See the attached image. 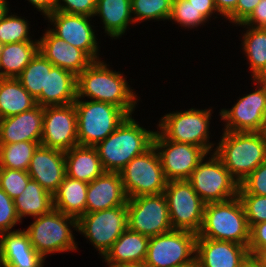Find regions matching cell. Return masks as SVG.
<instances>
[{"instance_id": "cell-1", "label": "cell", "mask_w": 266, "mask_h": 267, "mask_svg": "<svg viewBox=\"0 0 266 267\" xmlns=\"http://www.w3.org/2000/svg\"><path fill=\"white\" fill-rule=\"evenodd\" d=\"M88 97L122 108L132 115L137 97L123 74L107 68L100 60L93 61L77 76V99Z\"/></svg>"}, {"instance_id": "cell-2", "label": "cell", "mask_w": 266, "mask_h": 267, "mask_svg": "<svg viewBox=\"0 0 266 267\" xmlns=\"http://www.w3.org/2000/svg\"><path fill=\"white\" fill-rule=\"evenodd\" d=\"M155 132L140 127L128 115L117 129L94 147L106 172H120L134 157L153 146Z\"/></svg>"}, {"instance_id": "cell-3", "label": "cell", "mask_w": 266, "mask_h": 267, "mask_svg": "<svg viewBox=\"0 0 266 267\" xmlns=\"http://www.w3.org/2000/svg\"><path fill=\"white\" fill-rule=\"evenodd\" d=\"M223 132L214 153L240 184L266 161V138L263 132Z\"/></svg>"}, {"instance_id": "cell-4", "label": "cell", "mask_w": 266, "mask_h": 267, "mask_svg": "<svg viewBox=\"0 0 266 267\" xmlns=\"http://www.w3.org/2000/svg\"><path fill=\"white\" fill-rule=\"evenodd\" d=\"M197 238L232 241L248 247L250 228L239 197L206 203L203 224Z\"/></svg>"}, {"instance_id": "cell-5", "label": "cell", "mask_w": 266, "mask_h": 267, "mask_svg": "<svg viewBox=\"0 0 266 267\" xmlns=\"http://www.w3.org/2000/svg\"><path fill=\"white\" fill-rule=\"evenodd\" d=\"M77 112L78 145L95 146L114 132L128 114L120 107L102 101L74 102Z\"/></svg>"}, {"instance_id": "cell-6", "label": "cell", "mask_w": 266, "mask_h": 267, "mask_svg": "<svg viewBox=\"0 0 266 267\" xmlns=\"http://www.w3.org/2000/svg\"><path fill=\"white\" fill-rule=\"evenodd\" d=\"M34 218L35 221L25 231L33 248L44 259L47 254L77 250L70 229L72 226L77 230V218L54 208L48 214Z\"/></svg>"}, {"instance_id": "cell-7", "label": "cell", "mask_w": 266, "mask_h": 267, "mask_svg": "<svg viewBox=\"0 0 266 267\" xmlns=\"http://www.w3.org/2000/svg\"><path fill=\"white\" fill-rule=\"evenodd\" d=\"M119 173L127 198L162 194L168 182L154 145L134 157Z\"/></svg>"}, {"instance_id": "cell-8", "label": "cell", "mask_w": 266, "mask_h": 267, "mask_svg": "<svg viewBox=\"0 0 266 267\" xmlns=\"http://www.w3.org/2000/svg\"><path fill=\"white\" fill-rule=\"evenodd\" d=\"M172 229L198 234L204 219L205 202L187 180H170L163 192Z\"/></svg>"}, {"instance_id": "cell-9", "label": "cell", "mask_w": 266, "mask_h": 267, "mask_svg": "<svg viewBox=\"0 0 266 267\" xmlns=\"http://www.w3.org/2000/svg\"><path fill=\"white\" fill-rule=\"evenodd\" d=\"M199 162L187 181L205 203L223 202L238 196L239 183L213 152Z\"/></svg>"}, {"instance_id": "cell-10", "label": "cell", "mask_w": 266, "mask_h": 267, "mask_svg": "<svg viewBox=\"0 0 266 267\" xmlns=\"http://www.w3.org/2000/svg\"><path fill=\"white\" fill-rule=\"evenodd\" d=\"M210 117L211 109L169 113L159 121V133L167 140L199 146L210 153L214 145L208 140Z\"/></svg>"}, {"instance_id": "cell-11", "label": "cell", "mask_w": 266, "mask_h": 267, "mask_svg": "<svg viewBox=\"0 0 266 267\" xmlns=\"http://www.w3.org/2000/svg\"><path fill=\"white\" fill-rule=\"evenodd\" d=\"M127 228V205L85 213L77 219V231L84 234L103 257Z\"/></svg>"}, {"instance_id": "cell-12", "label": "cell", "mask_w": 266, "mask_h": 267, "mask_svg": "<svg viewBox=\"0 0 266 267\" xmlns=\"http://www.w3.org/2000/svg\"><path fill=\"white\" fill-rule=\"evenodd\" d=\"M196 238L194 232L175 229L150 237L144 263L149 267H177L190 263L195 260Z\"/></svg>"}, {"instance_id": "cell-13", "label": "cell", "mask_w": 266, "mask_h": 267, "mask_svg": "<svg viewBox=\"0 0 266 267\" xmlns=\"http://www.w3.org/2000/svg\"><path fill=\"white\" fill-rule=\"evenodd\" d=\"M127 212L128 228L149 238L172 230L163 193L128 198Z\"/></svg>"}, {"instance_id": "cell-14", "label": "cell", "mask_w": 266, "mask_h": 267, "mask_svg": "<svg viewBox=\"0 0 266 267\" xmlns=\"http://www.w3.org/2000/svg\"><path fill=\"white\" fill-rule=\"evenodd\" d=\"M153 145L156 148L164 175L170 180H187L207 152L199 146L173 142L155 132Z\"/></svg>"}, {"instance_id": "cell-15", "label": "cell", "mask_w": 266, "mask_h": 267, "mask_svg": "<svg viewBox=\"0 0 266 267\" xmlns=\"http://www.w3.org/2000/svg\"><path fill=\"white\" fill-rule=\"evenodd\" d=\"M40 143L63 152L78 145L77 112L74 103L44 107Z\"/></svg>"}, {"instance_id": "cell-16", "label": "cell", "mask_w": 266, "mask_h": 267, "mask_svg": "<svg viewBox=\"0 0 266 267\" xmlns=\"http://www.w3.org/2000/svg\"><path fill=\"white\" fill-rule=\"evenodd\" d=\"M224 131L263 132L266 124V91L258 86L254 92L243 96L231 109H222Z\"/></svg>"}, {"instance_id": "cell-17", "label": "cell", "mask_w": 266, "mask_h": 267, "mask_svg": "<svg viewBox=\"0 0 266 267\" xmlns=\"http://www.w3.org/2000/svg\"><path fill=\"white\" fill-rule=\"evenodd\" d=\"M47 18L54 24L55 28L51 31L56 36L85 51L94 61L99 60L97 38L89 23V16L55 11Z\"/></svg>"}, {"instance_id": "cell-18", "label": "cell", "mask_w": 266, "mask_h": 267, "mask_svg": "<svg viewBox=\"0 0 266 267\" xmlns=\"http://www.w3.org/2000/svg\"><path fill=\"white\" fill-rule=\"evenodd\" d=\"M200 267H243L251 256L248 247L232 241L196 238V255Z\"/></svg>"}, {"instance_id": "cell-19", "label": "cell", "mask_w": 266, "mask_h": 267, "mask_svg": "<svg viewBox=\"0 0 266 267\" xmlns=\"http://www.w3.org/2000/svg\"><path fill=\"white\" fill-rule=\"evenodd\" d=\"M28 174L53 196L66 176L64 152L40 144L32 155Z\"/></svg>"}, {"instance_id": "cell-20", "label": "cell", "mask_w": 266, "mask_h": 267, "mask_svg": "<svg viewBox=\"0 0 266 267\" xmlns=\"http://www.w3.org/2000/svg\"><path fill=\"white\" fill-rule=\"evenodd\" d=\"M40 53L54 66L78 76L94 60L83 50L56 36L51 29L38 40Z\"/></svg>"}, {"instance_id": "cell-21", "label": "cell", "mask_w": 266, "mask_h": 267, "mask_svg": "<svg viewBox=\"0 0 266 267\" xmlns=\"http://www.w3.org/2000/svg\"><path fill=\"white\" fill-rule=\"evenodd\" d=\"M44 107L36 105L29 111L2 118L0 144L41 142Z\"/></svg>"}, {"instance_id": "cell-22", "label": "cell", "mask_w": 266, "mask_h": 267, "mask_svg": "<svg viewBox=\"0 0 266 267\" xmlns=\"http://www.w3.org/2000/svg\"><path fill=\"white\" fill-rule=\"evenodd\" d=\"M120 173L104 172L88 183L86 213L127 205Z\"/></svg>"}, {"instance_id": "cell-23", "label": "cell", "mask_w": 266, "mask_h": 267, "mask_svg": "<svg viewBox=\"0 0 266 267\" xmlns=\"http://www.w3.org/2000/svg\"><path fill=\"white\" fill-rule=\"evenodd\" d=\"M4 267H43L44 258L33 248L25 230L0 234Z\"/></svg>"}, {"instance_id": "cell-24", "label": "cell", "mask_w": 266, "mask_h": 267, "mask_svg": "<svg viewBox=\"0 0 266 267\" xmlns=\"http://www.w3.org/2000/svg\"><path fill=\"white\" fill-rule=\"evenodd\" d=\"M77 99V76L63 68L53 66L46 72L45 90L35 100L37 105L62 106Z\"/></svg>"}, {"instance_id": "cell-25", "label": "cell", "mask_w": 266, "mask_h": 267, "mask_svg": "<svg viewBox=\"0 0 266 267\" xmlns=\"http://www.w3.org/2000/svg\"><path fill=\"white\" fill-rule=\"evenodd\" d=\"M150 238L127 228L103 257L109 267L145 261Z\"/></svg>"}, {"instance_id": "cell-26", "label": "cell", "mask_w": 266, "mask_h": 267, "mask_svg": "<svg viewBox=\"0 0 266 267\" xmlns=\"http://www.w3.org/2000/svg\"><path fill=\"white\" fill-rule=\"evenodd\" d=\"M66 175L90 183L105 170L94 146L77 145L64 152Z\"/></svg>"}, {"instance_id": "cell-27", "label": "cell", "mask_w": 266, "mask_h": 267, "mask_svg": "<svg viewBox=\"0 0 266 267\" xmlns=\"http://www.w3.org/2000/svg\"><path fill=\"white\" fill-rule=\"evenodd\" d=\"M88 183L67 175L53 194V208L75 218L86 213Z\"/></svg>"}, {"instance_id": "cell-28", "label": "cell", "mask_w": 266, "mask_h": 267, "mask_svg": "<svg viewBox=\"0 0 266 267\" xmlns=\"http://www.w3.org/2000/svg\"><path fill=\"white\" fill-rule=\"evenodd\" d=\"M38 51L37 40L1 45L0 78H17Z\"/></svg>"}, {"instance_id": "cell-29", "label": "cell", "mask_w": 266, "mask_h": 267, "mask_svg": "<svg viewBox=\"0 0 266 267\" xmlns=\"http://www.w3.org/2000/svg\"><path fill=\"white\" fill-rule=\"evenodd\" d=\"M131 13V0H97L94 16L99 14L110 37L119 38L134 23Z\"/></svg>"}, {"instance_id": "cell-30", "label": "cell", "mask_w": 266, "mask_h": 267, "mask_svg": "<svg viewBox=\"0 0 266 267\" xmlns=\"http://www.w3.org/2000/svg\"><path fill=\"white\" fill-rule=\"evenodd\" d=\"M35 99L17 78H0V116L6 118L35 107Z\"/></svg>"}, {"instance_id": "cell-31", "label": "cell", "mask_w": 266, "mask_h": 267, "mask_svg": "<svg viewBox=\"0 0 266 267\" xmlns=\"http://www.w3.org/2000/svg\"><path fill=\"white\" fill-rule=\"evenodd\" d=\"M14 204L20 220L25 216L38 217L53 209V196L31 179L20 196L14 199Z\"/></svg>"}, {"instance_id": "cell-32", "label": "cell", "mask_w": 266, "mask_h": 267, "mask_svg": "<svg viewBox=\"0 0 266 267\" xmlns=\"http://www.w3.org/2000/svg\"><path fill=\"white\" fill-rule=\"evenodd\" d=\"M54 65L47 60L40 51L17 77L22 86L36 100L42 90H45L46 72H50Z\"/></svg>"}, {"instance_id": "cell-33", "label": "cell", "mask_w": 266, "mask_h": 267, "mask_svg": "<svg viewBox=\"0 0 266 267\" xmlns=\"http://www.w3.org/2000/svg\"><path fill=\"white\" fill-rule=\"evenodd\" d=\"M40 142L0 144V168L28 171L32 155Z\"/></svg>"}, {"instance_id": "cell-34", "label": "cell", "mask_w": 266, "mask_h": 267, "mask_svg": "<svg viewBox=\"0 0 266 267\" xmlns=\"http://www.w3.org/2000/svg\"><path fill=\"white\" fill-rule=\"evenodd\" d=\"M243 36V49L250 61L252 78L266 65V30L261 27H248Z\"/></svg>"}, {"instance_id": "cell-35", "label": "cell", "mask_w": 266, "mask_h": 267, "mask_svg": "<svg viewBox=\"0 0 266 267\" xmlns=\"http://www.w3.org/2000/svg\"><path fill=\"white\" fill-rule=\"evenodd\" d=\"M173 0H131L134 23L142 20H169ZM136 15V16H135Z\"/></svg>"}, {"instance_id": "cell-36", "label": "cell", "mask_w": 266, "mask_h": 267, "mask_svg": "<svg viewBox=\"0 0 266 267\" xmlns=\"http://www.w3.org/2000/svg\"><path fill=\"white\" fill-rule=\"evenodd\" d=\"M25 19L8 14L0 21V46L15 42L33 41L30 39L29 25Z\"/></svg>"}, {"instance_id": "cell-37", "label": "cell", "mask_w": 266, "mask_h": 267, "mask_svg": "<svg viewBox=\"0 0 266 267\" xmlns=\"http://www.w3.org/2000/svg\"><path fill=\"white\" fill-rule=\"evenodd\" d=\"M30 180L28 171L0 168V188L13 200L20 196Z\"/></svg>"}, {"instance_id": "cell-38", "label": "cell", "mask_w": 266, "mask_h": 267, "mask_svg": "<svg viewBox=\"0 0 266 267\" xmlns=\"http://www.w3.org/2000/svg\"><path fill=\"white\" fill-rule=\"evenodd\" d=\"M169 20H174L181 26L194 28L201 23H205L207 19L198 10L192 6L187 0H173L172 10Z\"/></svg>"}, {"instance_id": "cell-39", "label": "cell", "mask_w": 266, "mask_h": 267, "mask_svg": "<svg viewBox=\"0 0 266 267\" xmlns=\"http://www.w3.org/2000/svg\"><path fill=\"white\" fill-rule=\"evenodd\" d=\"M242 202L249 228L266 221V196L238 194Z\"/></svg>"}, {"instance_id": "cell-40", "label": "cell", "mask_w": 266, "mask_h": 267, "mask_svg": "<svg viewBox=\"0 0 266 267\" xmlns=\"http://www.w3.org/2000/svg\"><path fill=\"white\" fill-rule=\"evenodd\" d=\"M238 194L266 196V161L240 182Z\"/></svg>"}, {"instance_id": "cell-41", "label": "cell", "mask_w": 266, "mask_h": 267, "mask_svg": "<svg viewBox=\"0 0 266 267\" xmlns=\"http://www.w3.org/2000/svg\"><path fill=\"white\" fill-rule=\"evenodd\" d=\"M21 222L15 210L14 200L0 188V234L10 232V229Z\"/></svg>"}, {"instance_id": "cell-42", "label": "cell", "mask_w": 266, "mask_h": 267, "mask_svg": "<svg viewBox=\"0 0 266 267\" xmlns=\"http://www.w3.org/2000/svg\"><path fill=\"white\" fill-rule=\"evenodd\" d=\"M56 0L55 11L94 17L97 0Z\"/></svg>"}, {"instance_id": "cell-43", "label": "cell", "mask_w": 266, "mask_h": 267, "mask_svg": "<svg viewBox=\"0 0 266 267\" xmlns=\"http://www.w3.org/2000/svg\"><path fill=\"white\" fill-rule=\"evenodd\" d=\"M264 247H266V221L257 223L250 228L248 251L251 258Z\"/></svg>"}, {"instance_id": "cell-44", "label": "cell", "mask_w": 266, "mask_h": 267, "mask_svg": "<svg viewBox=\"0 0 266 267\" xmlns=\"http://www.w3.org/2000/svg\"><path fill=\"white\" fill-rule=\"evenodd\" d=\"M261 0H238L235 10L227 17L232 23H243L254 11Z\"/></svg>"}, {"instance_id": "cell-45", "label": "cell", "mask_w": 266, "mask_h": 267, "mask_svg": "<svg viewBox=\"0 0 266 267\" xmlns=\"http://www.w3.org/2000/svg\"><path fill=\"white\" fill-rule=\"evenodd\" d=\"M239 25L264 28L266 26V0H261L251 15Z\"/></svg>"}, {"instance_id": "cell-46", "label": "cell", "mask_w": 266, "mask_h": 267, "mask_svg": "<svg viewBox=\"0 0 266 267\" xmlns=\"http://www.w3.org/2000/svg\"><path fill=\"white\" fill-rule=\"evenodd\" d=\"M192 6H194L198 12H200L206 19L218 10L216 9L214 0H187Z\"/></svg>"}, {"instance_id": "cell-47", "label": "cell", "mask_w": 266, "mask_h": 267, "mask_svg": "<svg viewBox=\"0 0 266 267\" xmlns=\"http://www.w3.org/2000/svg\"><path fill=\"white\" fill-rule=\"evenodd\" d=\"M238 0H214L216 9L220 15L227 18L236 8Z\"/></svg>"}, {"instance_id": "cell-48", "label": "cell", "mask_w": 266, "mask_h": 267, "mask_svg": "<svg viewBox=\"0 0 266 267\" xmlns=\"http://www.w3.org/2000/svg\"><path fill=\"white\" fill-rule=\"evenodd\" d=\"M35 8L47 17L49 14L55 12L56 0H29Z\"/></svg>"}, {"instance_id": "cell-49", "label": "cell", "mask_w": 266, "mask_h": 267, "mask_svg": "<svg viewBox=\"0 0 266 267\" xmlns=\"http://www.w3.org/2000/svg\"><path fill=\"white\" fill-rule=\"evenodd\" d=\"M252 259L260 266L266 267V247L261 248Z\"/></svg>"}, {"instance_id": "cell-50", "label": "cell", "mask_w": 266, "mask_h": 267, "mask_svg": "<svg viewBox=\"0 0 266 267\" xmlns=\"http://www.w3.org/2000/svg\"><path fill=\"white\" fill-rule=\"evenodd\" d=\"M253 80L266 91V65L253 77Z\"/></svg>"}, {"instance_id": "cell-51", "label": "cell", "mask_w": 266, "mask_h": 267, "mask_svg": "<svg viewBox=\"0 0 266 267\" xmlns=\"http://www.w3.org/2000/svg\"><path fill=\"white\" fill-rule=\"evenodd\" d=\"M9 13L8 3L6 0H0V21Z\"/></svg>"}, {"instance_id": "cell-52", "label": "cell", "mask_w": 266, "mask_h": 267, "mask_svg": "<svg viewBox=\"0 0 266 267\" xmlns=\"http://www.w3.org/2000/svg\"><path fill=\"white\" fill-rule=\"evenodd\" d=\"M115 267H149L144 262L142 263H131V264H122Z\"/></svg>"}, {"instance_id": "cell-53", "label": "cell", "mask_w": 266, "mask_h": 267, "mask_svg": "<svg viewBox=\"0 0 266 267\" xmlns=\"http://www.w3.org/2000/svg\"><path fill=\"white\" fill-rule=\"evenodd\" d=\"M177 267H200L197 260L195 259L194 261L181 265V266H177Z\"/></svg>"}, {"instance_id": "cell-54", "label": "cell", "mask_w": 266, "mask_h": 267, "mask_svg": "<svg viewBox=\"0 0 266 267\" xmlns=\"http://www.w3.org/2000/svg\"><path fill=\"white\" fill-rule=\"evenodd\" d=\"M243 267H260L252 258Z\"/></svg>"}, {"instance_id": "cell-55", "label": "cell", "mask_w": 266, "mask_h": 267, "mask_svg": "<svg viewBox=\"0 0 266 267\" xmlns=\"http://www.w3.org/2000/svg\"><path fill=\"white\" fill-rule=\"evenodd\" d=\"M0 267H4V265H3V259H2V254H1V247H0Z\"/></svg>"}, {"instance_id": "cell-56", "label": "cell", "mask_w": 266, "mask_h": 267, "mask_svg": "<svg viewBox=\"0 0 266 267\" xmlns=\"http://www.w3.org/2000/svg\"><path fill=\"white\" fill-rule=\"evenodd\" d=\"M263 133H264L265 138H266V124H265L264 130H263Z\"/></svg>"}, {"instance_id": "cell-57", "label": "cell", "mask_w": 266, "mask_h": 267, "mask_svg": "<svg viewBox=\"0 0 266 267\" xmlns=\"http://www.w3.org/2000/svg\"><path fill=\"white\" fill-rule=\"evenodd\" d=\"M1 121H2V117L0 116V128H1Z\"/></svg>"}]
</instances>
